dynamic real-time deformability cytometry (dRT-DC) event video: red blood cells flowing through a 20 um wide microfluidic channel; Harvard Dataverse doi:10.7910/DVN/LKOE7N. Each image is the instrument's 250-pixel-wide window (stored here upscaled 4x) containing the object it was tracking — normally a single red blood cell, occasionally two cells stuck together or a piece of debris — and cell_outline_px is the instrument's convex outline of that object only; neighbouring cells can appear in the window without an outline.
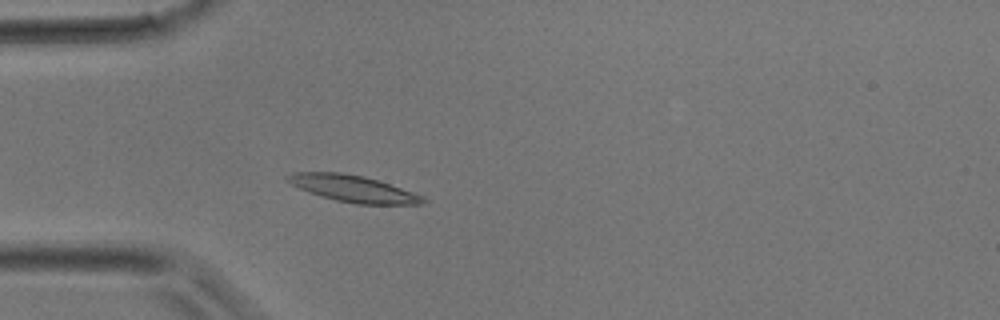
{"species": "common noctule bat (a hibernating species)", "species_latin": "Nyctalus noctula", "temperature_condition": "room temperature", "stored_images_in_passage": 6, "camera_frame_rate_fps": 3000, "um_per_image_px": 0.085, "animal": {"sex": "male", "body_mass_g": 17.9}, "frame": {"image": 1, "passage_image": 3, "time_ms": 0.667, "image_size_px": [1000, 320], "cell_outline_px": [[428, 200], [424, 204], [356, 204], [336, 200], [320, 196], [308, 192], [284, 180], [284, 176], [292, 172], [344, 172], [364, 176], [424, 196]], "centroid_in_image_um": [29.97, 16.03], "position_along_channel_um": 55.0, "area_um2": 21.04}}